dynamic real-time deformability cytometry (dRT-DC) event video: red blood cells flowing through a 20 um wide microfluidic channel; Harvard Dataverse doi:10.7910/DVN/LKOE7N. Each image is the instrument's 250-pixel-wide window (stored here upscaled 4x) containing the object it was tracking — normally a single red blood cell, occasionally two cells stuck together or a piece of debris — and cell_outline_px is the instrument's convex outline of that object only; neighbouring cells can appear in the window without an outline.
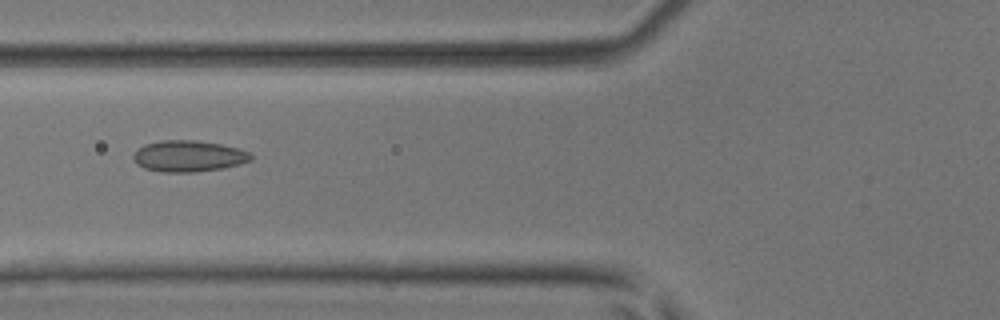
{"species": "common noctule bat (a hibernating species)", "species_latin": "Nyctalus noctula", "temperature_condition": "room temperature", "stored_images_in_passage": 39, "camera_frame_rate_fps": 3000, "um_per_image_px": 0.085, "animal": {"sex": "male", "body_mass_g": 17.9, "forearm_length_mm": 54.2}, "frame": {"image": 1, "passage_image": 9, "time_ms": 2.667, "image_size_px": [1000, 320], "cell_outline_px": [[252, 160], [240, 164], [224, 168], [196, 172], [164, 172], [144, 168], [136, 164], [132, 156], [144, 144], [160, 140], [196, 140], [220, 144], [240, 148], [248, 152], [252, 156]], "centroid_in_image_um": [16.04, 13.27], "position_along_channel_um": 109.8, "area_um2": 21.5}}
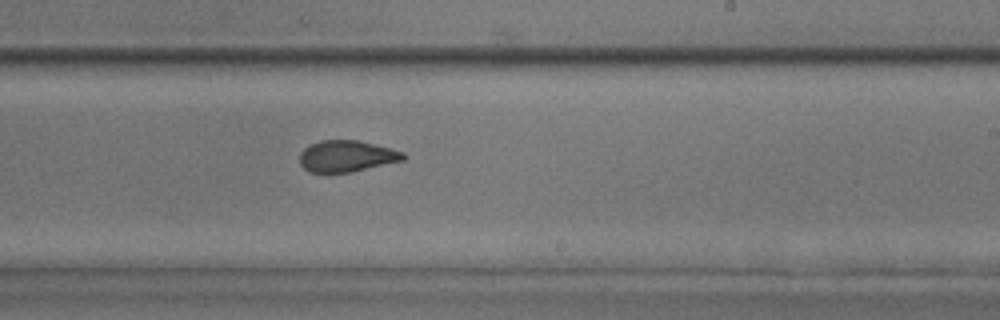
{"frame": {"image": 2, "passage_image": 20, "time_ms": 6.333, "image_size_px": [1000, 320], "cell_outline_px": [[404, 160], [352, 172], [308, 172], [300, 164], [300, 152], [308, 144], [320, 140], [356, 140], [404, 152]], "centroid_in_image_um": [29.41, 13.27], "position_along_channel_um": 259.6, "area_um2": 18.84}}
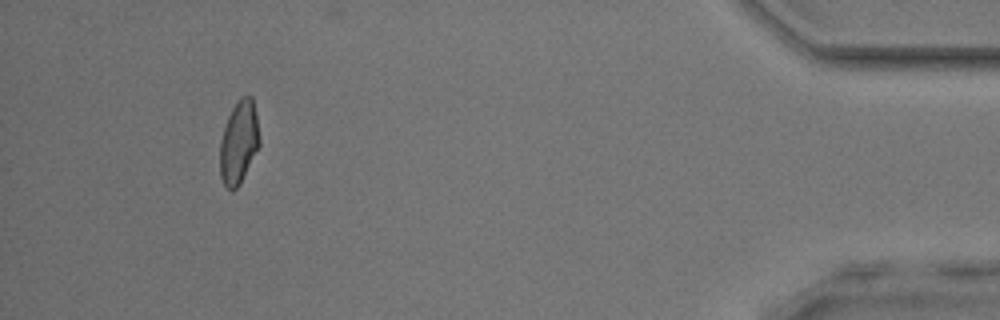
{"frame": {"image": 3, "passage_image": 36, "time_ms": 11.667, "image_size_px": [1000, 320], "cell_outline_px": [[260, 144], [240, 184], [232, 192], [224, 184], [220, 176], [220, 140], [228, 116], [232, 108], [240, 96], [252, 96], [256, 116], [260, 140]], "centroid_in_image_um": [20.29, 12.1], "position_along_channel_um": 414.9, "area_um2": 19.02}, "authors_computed_cell_mechanics": {"area_um2": 19.8254, "velocity_mm_per_s": 4.1018, "shape_relaxation_time_tau1_ms": null, "shape_relaxation_time_tau2_ms": 1.4936, "deformation_change_tau1": null, "deformation_change_tau2": 0.0687}}